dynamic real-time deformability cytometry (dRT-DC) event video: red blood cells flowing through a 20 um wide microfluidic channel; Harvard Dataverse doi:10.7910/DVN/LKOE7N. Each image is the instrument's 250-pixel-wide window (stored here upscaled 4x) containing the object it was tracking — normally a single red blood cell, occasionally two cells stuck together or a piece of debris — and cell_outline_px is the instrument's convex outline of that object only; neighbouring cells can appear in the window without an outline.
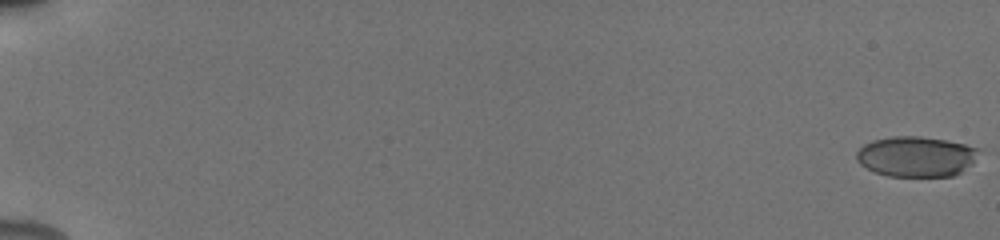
{"species": "human", "species_latin": "Homo sapiens", "temperature_condition": "cold", "stored_images_in_passage": 54, "camera_frame_rate_fps": 3000, "um_per_image_px": 0.085, "donor": {"sex": "male"}, "frame": {"image": 1, "passage_image": 1, "time_ms": 0.0, "image_size_px": [1000, 240], "cell_outline_px": [[984, 148], [972, 164], [960, 172], [952, 176], [888, 176], [876, 172], [860, 164], [856, 160], [856, 152], [864, 144], [872, 140], [892, 136], [920, 136], [944, 140]], "centroid_in_image_um": [77.91, 13.29], "position_along_channel_um": 7.1, "area_um2": 28.96}}
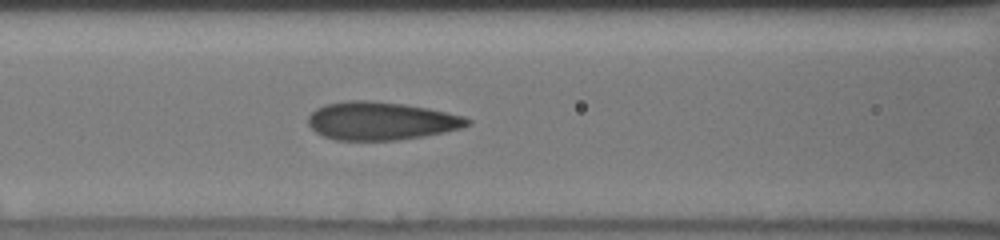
{"frame": {"image": 2, "passage_image": 26, "time_ms": 8.667, "image_size_px": [1000, 240], "cell_outline_px": [[472, 124], [460, 128], [444, 132], [424, 136], [396, 140], [336, 140], [324, 136], [316, 132], [308, 124], [308, 116], [316, 108], [324, 104], [348, 100], [368, 100], [404, 104], [428, 108], [464, 116], [472, 120]], "centroid_in_image_um": [32.39, 10.27], "position_along_channel_um": 134.2, "area_um2": 35.43}}
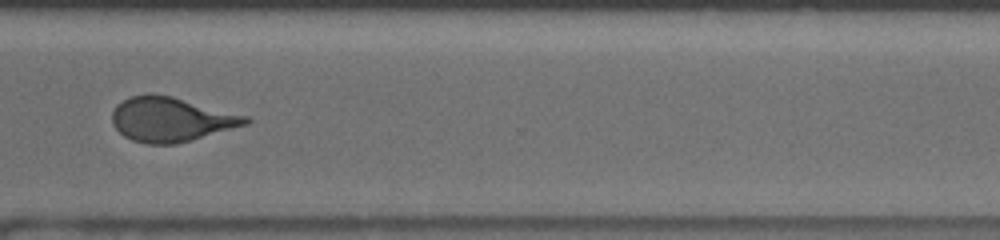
{"frame": {"image": 3, "passage_image": 41, "time_ms": 14.333, "image_size_px": [1000, 240], "cell_outline_px": [[252, 120], [248, 124], [176, 144], [144, 144], [132, 140], [124, 136], [112, 124], [112, 112], [116, 104], [128, 96], [148, 92], [172, 96], [248, 116]], "centroid_in_image_um": [14.5, 10.13], "position_along_channel_um": 356.1, "area_um2": 34.8}, "authors_computed_cell_mechanics": {"area_um2": 32.657, "velocity_mm_per_s": 3.9298, "shape_relaxation_time_tau1_ms": 6.4776, "shape_relaxation_time_tau2_ms": 0.6714, "deformation_change_tau1": 0.1535, "deformation_change_tau2": 0.0493}}